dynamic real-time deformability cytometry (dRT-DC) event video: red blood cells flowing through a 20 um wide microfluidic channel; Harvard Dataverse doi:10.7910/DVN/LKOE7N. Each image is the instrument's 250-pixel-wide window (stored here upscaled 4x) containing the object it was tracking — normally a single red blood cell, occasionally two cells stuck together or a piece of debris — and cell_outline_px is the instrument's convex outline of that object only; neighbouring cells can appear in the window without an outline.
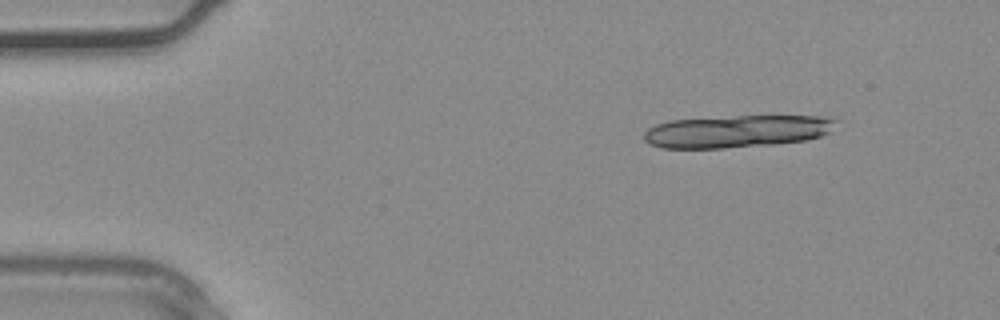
{"species": "common noctule bat (a hibernating species)", "species_latin": "Nyctalus noctula", "temperature_condition": "warm", "stored_images_in_passage": 12, "camera_frame_rate_fps": 3000, "um_per_image_px": 0.085, "animal": {"sex": "male", "body_mass_g": 20.4}, "frame": {"image": 1, "passage_image": 4, "time_ms": 1.0, "image_size_px": [1000, 320], "cell_outline_px": [[836, 120], [828, 132], [820, 136], [804, 140], [772, 144], [724, 148], [664, 148], [652, 144], [644, 140], [644, 132], [648, 128], [656, 124], [668, 120], [736, 116], [828, 116]], "centroid_in_image_um": [62.58, 11.15], "position_along_channel_um": 22.4, "area_um2": 35.95}}